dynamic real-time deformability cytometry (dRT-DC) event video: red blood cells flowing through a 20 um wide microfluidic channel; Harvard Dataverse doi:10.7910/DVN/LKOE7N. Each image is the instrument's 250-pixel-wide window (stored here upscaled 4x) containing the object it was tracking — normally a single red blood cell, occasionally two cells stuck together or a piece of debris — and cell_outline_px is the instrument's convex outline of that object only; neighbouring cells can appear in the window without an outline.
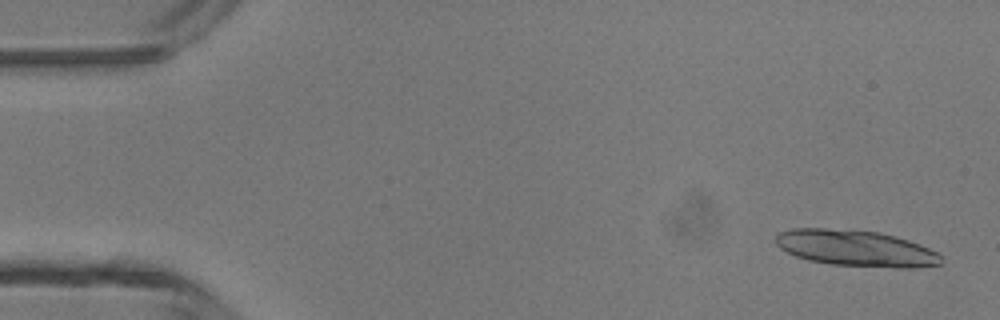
{"species": "common noctule bat (a hibernating species)", "species_latin": "Nyctalus noctula", "temperature_condition": "room temperature", "stored_images_in_passage": 7, "camera_frame_rate_fps": 3000, "um_per_image_px": 0.085, "animal": {"sex": "male", "body_mass_g": 13.3}, "frame": {"image": 1, "passage_image": 1, "time_ms": 0.0, "image_size_px": [1000, 320], "cell_outline_px": [[940, 264], [916, 268], [896, 268], [832, 264], [808, 260], [796, 256], [780, 248], [776, 244], [776, 232], [792, 228], [824, 228], [880, 232], [908, 240], [920, 244], [936, 252], [940, 256]], "centroid_in_image_um": [72.71, 21.1], "position_along_channel_um": 12.3, "area_um2": 34.8}}